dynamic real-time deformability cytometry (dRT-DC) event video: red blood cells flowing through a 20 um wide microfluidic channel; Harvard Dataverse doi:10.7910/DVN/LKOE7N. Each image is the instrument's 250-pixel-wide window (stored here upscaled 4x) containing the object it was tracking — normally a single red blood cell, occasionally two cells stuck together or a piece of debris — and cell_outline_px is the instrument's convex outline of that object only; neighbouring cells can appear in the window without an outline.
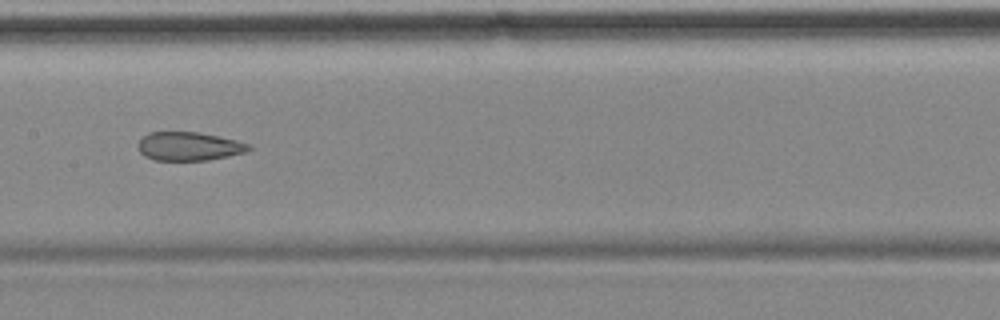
{"species": "common noctule bat (a hibernating species)", "species_latin": "Nyctalus noctula", "temperature_condition": "cold", "stored_images_in_passage": 11, "camera_frame_rate_fps": 3000, "um_per_image_px": 0.085, "animal": {"sex": "female", "body_mass_g": 18.4}, "frame": {"image": 1, "passage_image": 4, "time_ms": 3.667, "image_size_px": [1000, 320], "cell_outline_px": [[252, 148], [244, 152], [228, 156], [208, 160], [152, 160], [144, 156], [140, 152], [136, 144], [148, 132], [196, 132], [236, 140], [248, 144]], "centroid_in_image_um": [16.0, 12.44], "position_along_channel_um": 191.4, "area_um2": 18.32}}
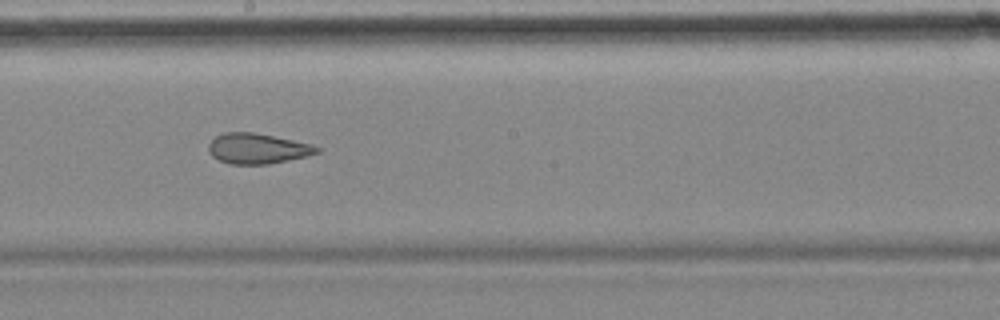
{"frame": {"image": 2, "passage_image": 5, "time_ms": 4.667, "image_size_px": [1000, 320], "cell_outline_px": [[320, 152], [308, 156], [268, 164], [228, 164], [212, 156], [208, 152], [208, 144], [216, 136], [224, 132], [252, 132], [312, 144], [320, 148]], "centroid_in_image_um": [21.87, 12.63], "position_along_channel_um": 226.3, "area_um2": 19.13}, "authors_computed_cell_mechanics": {"area_um2": 20.23, "velocity_mm_per_s": 3.5136, "shape_relaxation_time_tau1_ms": null, "shape_relaxation_time_tau2_ms": 2.202, "deformation_change_tau1": null, "deformation_change_tau2": 0.0764}}